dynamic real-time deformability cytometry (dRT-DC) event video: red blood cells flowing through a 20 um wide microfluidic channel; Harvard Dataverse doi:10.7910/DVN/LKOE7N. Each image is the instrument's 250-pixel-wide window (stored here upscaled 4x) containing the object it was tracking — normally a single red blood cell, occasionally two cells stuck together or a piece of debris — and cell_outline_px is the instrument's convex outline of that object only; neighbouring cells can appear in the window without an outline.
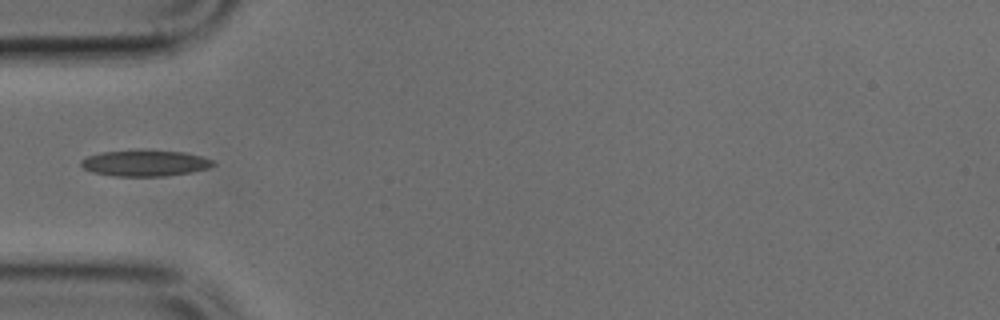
{"species": "common noctule bat (a hibernating species)", "species_latin": "Nyctalus noctula", "temperature_condition": "cold", "stored_images_in_passage": 34, "camera_frame_rate_fps": 3000, "um_per_image_px": 0.085, "animal": {"sex": "male", "body_mass_g": 17.9, "forearm_length_mm": 54.2}, "frame": {"image": 1, "passage_image": 1, "time_ms": 0.0, "image_size_px": [1000, 320], "cell_outline_px": [[216, 164], [208, 168], [188, 172], [164, 176], [116, 176], [92, 172], [84, 168], [80, 164], [80, 160], [88, 156], [100, 152], [140, 148], [144, 148], [184, 152], [200, 156], [212, 160]], "centroid_in_image_um": [12.28, 13.83], "position_along_channel_um": 72.7, "area_um2": 20.52}}
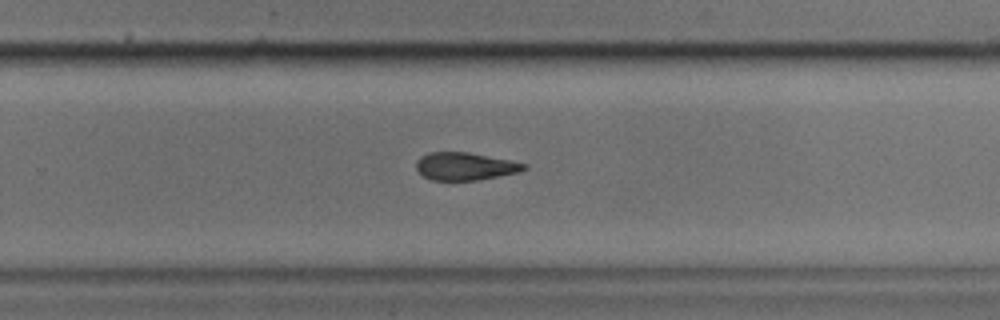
{"frame": {"image": 2, "passage_image": 17, "time_ms": 5.333, "image_size_px": [1000, 320], "cell_outline_px": [[528, 168], [520, 172], [500, 176], [476, 180], [432, 180], [424, 176], [416, 168], [416, 160], [420, 156], [428, 152], [468, 152], [528, 164]], "centroid_in_image_um": [39.53, 14.13], "position_along_channel_um": 290.3, "area_um2": 17.4}}
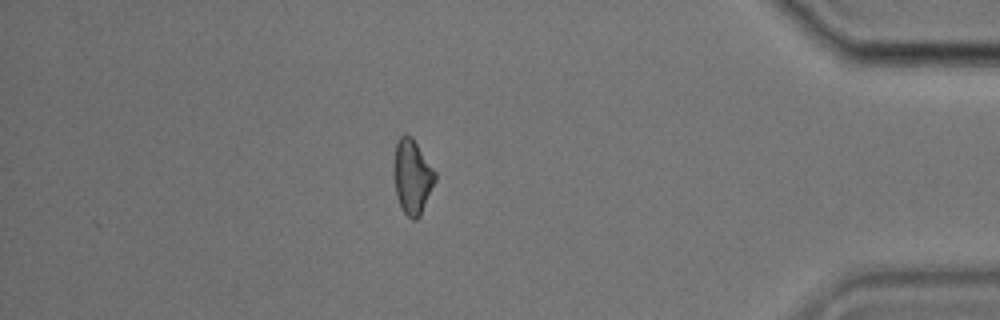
{"frame": {"image": 3, "passage_image": 28, "time_ms": 9.0, "image_size_px": [1000, 320], "cell_outline_px": [[436, 180], [420, 216], [416, 220], [412, 220], [404, 212], [400, 204], [396, 192], [392, 168], [396, 144], [400, 136], [404, 132], [412, 136], [436, 172]], "centroid_in_image_um": [35.03, 14.98], "position_along_channel_um": 400.2, "area_um2": 18.09}}